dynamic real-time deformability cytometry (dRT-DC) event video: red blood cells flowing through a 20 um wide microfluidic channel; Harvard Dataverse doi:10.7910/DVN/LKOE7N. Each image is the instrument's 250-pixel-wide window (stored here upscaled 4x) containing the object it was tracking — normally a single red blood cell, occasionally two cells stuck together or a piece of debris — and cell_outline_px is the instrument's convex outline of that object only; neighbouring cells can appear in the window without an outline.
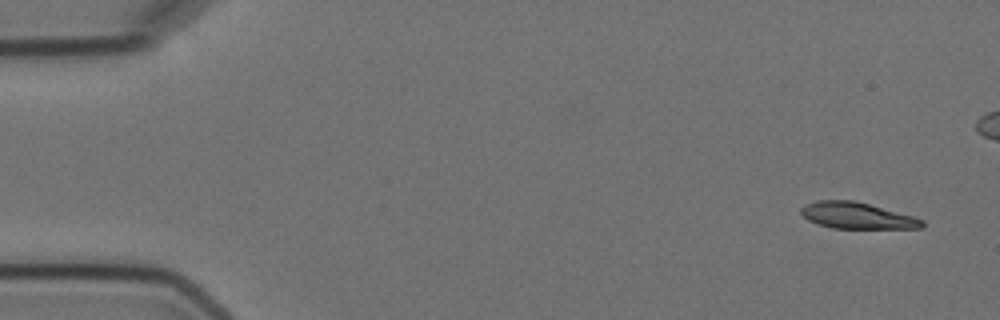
{"species": "Egyptian fruit bat (a non-hibernating species)", "species_latin": "Rousettus aegyptiacus", "temperature_condition": "cold", "stored_images_in_passage": 7, "segment_of_instrument_passage": [1, 2], "camera_frame_rate_fps": 3000, "um_per_image_px": 0.085, "animal": {"sex": "female"}, "frame": {"image": 1, "passage_image": 1, "time_ms": 0.0, "image_size_px": [1000, 320], "cell_outline_px": [[924, 224], [920, 228], [832, 228], [808, 220], [800, 212], [800, 208], [804, 204], [816, 200], [852, 200], [916, 216], [924, 220]], "centroid_in_image_um": [72.85, 18.32], "position_along_channel_um": 12.2, "area_um2": 18.55}}
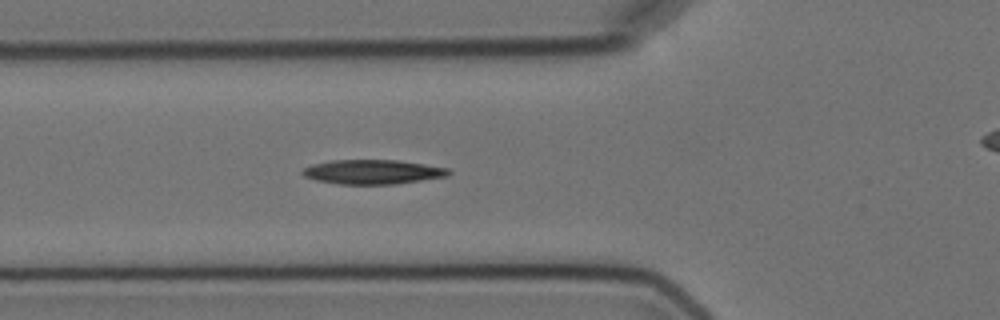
{"frame": {"image": 2, "passage_image": 6, "time_ms": 5.667, "image_size_px": [1000, 320], "cell_outline_px": [[452, 172], [448, 176], [396, 184], [340, 184], [316, 180], [304, 176], [300, 172], [304, 168], [312, 164], [328, 160], [396, 160], [424, 164], [448, 168]], "centroid_in_image_um": [31.67, 14.61], "position_along_channel_um": 94.1, "area_um2": 20.81}}